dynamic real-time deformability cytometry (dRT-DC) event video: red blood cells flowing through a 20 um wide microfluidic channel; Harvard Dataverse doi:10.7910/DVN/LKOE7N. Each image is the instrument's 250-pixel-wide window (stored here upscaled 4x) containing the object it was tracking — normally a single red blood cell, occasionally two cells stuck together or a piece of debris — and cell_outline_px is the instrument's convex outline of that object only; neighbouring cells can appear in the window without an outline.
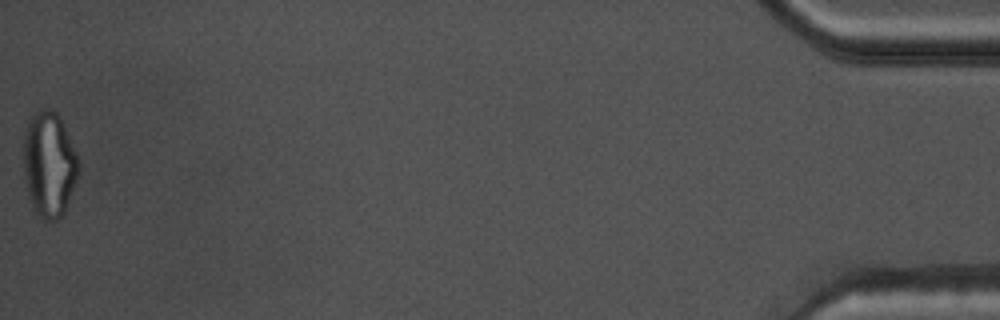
{"species": "common noctule bat (a hibernating species)", "species_latin": "Nyctalus noctula", "temperature_condition": "warm", "stored_images_in_passage": 54, "camera_frame_rate_fps": 3000, "um_per_image_px": 0.085, "animal": {"sex": "male", "body_mass_g": 17.5, "forearm_length_mm": 52.3}, "frame": {"image": 1, "passage_image": 54, "time_ms": 17.667, "image_size_px": [1000, 320], "cell_outline_px": [[76, 180], [64, 212], [56, 220], [40, 220], [28, 196], [24, 180], [24, 128], [28, 120], [36, 112], [44, 108], [48, 108], [56, 112], [60, 116], [76, 152]], "centroid_in_image_um": [4.13, 13.95], "position_along_channel_um": 431.1, "area_um2": 33.47}, "authors_computed_cell_mechanics": {"area_um2": 27.0504, "velocity_mm_per_s": 3.7982, "shape_relaxation_time_tau1_ms": null, "shape_relaxation_time_tau2_ms": 1.8794, "deformation_change_tau1": null, "deformation_change_tau2": 0.1071}}